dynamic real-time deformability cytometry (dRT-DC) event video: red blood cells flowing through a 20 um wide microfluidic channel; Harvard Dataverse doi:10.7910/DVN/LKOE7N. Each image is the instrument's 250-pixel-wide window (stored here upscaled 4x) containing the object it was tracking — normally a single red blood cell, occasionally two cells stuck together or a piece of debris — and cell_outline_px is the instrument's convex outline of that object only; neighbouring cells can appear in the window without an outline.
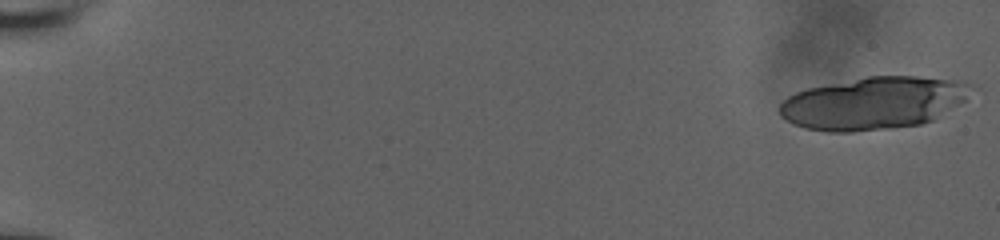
{"species": "human", "species_latin": "Homo sapiens", "temperature_condition": "room temperature", "stored_images_in_passage": 22, "camera_frame_rate_fps": 3000, "um_per_image_px": 0.085, "donor": {"sex": "male"}, "frame": {"image": 1, "passage_image": 1, "time_ms": 0.0, "image_size_px": [1000, 240], "cell_outline_px": [[968, 84], [964, 100], [932, 120], [920, 124], [892, 128], [852, 132], [828, 132], [804, 128], [780, 116], [780, 104], [788, 96], [796, 92], [808, 88], [868, 76], [916, 76], [956, 80]], "centroid_in_image_um": [74.17, 8.77], "position_along_channel_um": 10.8, "area_um2": 57.74}}